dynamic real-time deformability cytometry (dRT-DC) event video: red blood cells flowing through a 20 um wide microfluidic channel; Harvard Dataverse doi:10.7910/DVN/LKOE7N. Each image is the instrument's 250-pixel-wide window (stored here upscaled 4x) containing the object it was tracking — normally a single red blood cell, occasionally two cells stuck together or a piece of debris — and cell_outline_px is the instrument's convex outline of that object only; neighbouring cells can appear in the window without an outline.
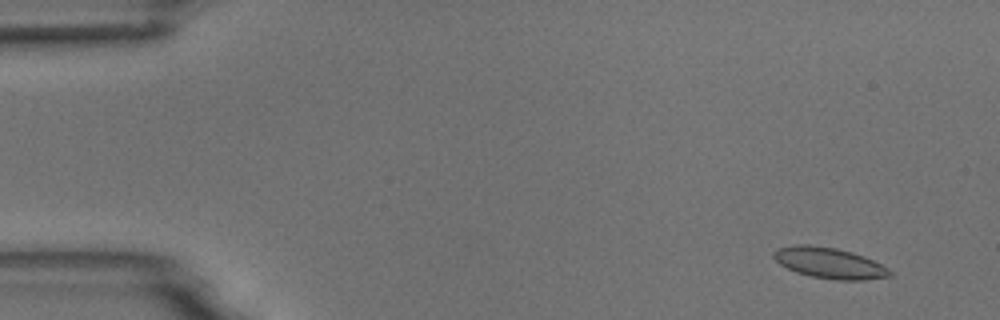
{"species": "common noctule bat (a hibernating species)", "species_latin": "Nyctalus noctula", "temperature_condition": "room temperature", "stored_images_in_passage": 36, "camera_frame_rate_fps": 3000, "um_per_image_px": 0.085, "animal": {"sex": "male", "body_mass_g": 18.8}, "frame": {"image": 1, "passage_image": 5, "time_ms": 1.333, "image_size_px": [1000, 320], "cell_outline_px": [[892, 276], [864, 280], [836, 280], [812, 276], [796, 272], [780, 264], [772, 256], [772, 252], [776, 248], [796, 244], [808, 244], [836, 248], [852, 252], [864, 256], [888, 268], [892, 272]], "centroid_in_image_um": [70.48, 22.34], "position_along_channel_um": 14.5, "area_um2": 20.92}}
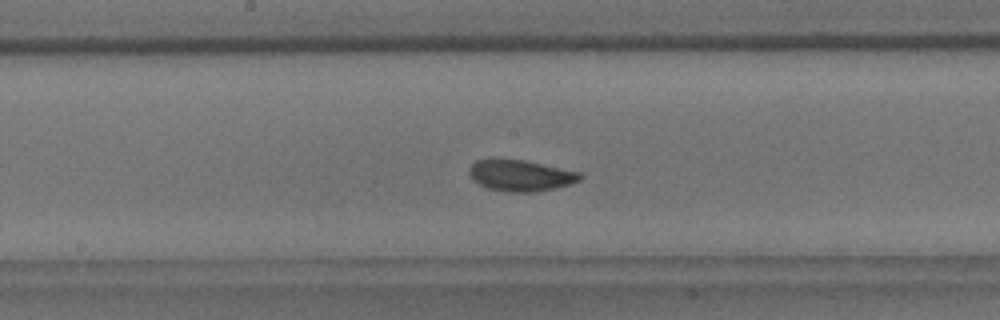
{"frame": {"image": 2, "passage_image": 30, "time_ms": 9.667, "image_size_px": [1000, 320], "cell_outline_px": [[584, 176], [580, 180], [556, 188], [532, 192], [508, 192], [488, 188], [472, 180], [468, 172], [468, 168], [476, 160], [488, 156], [524, 160], [580, 172]], "centroid_in_image_um": [44.18, 14.88], "position_along_channel_um": 204.0, "area_um2": 20.63}}
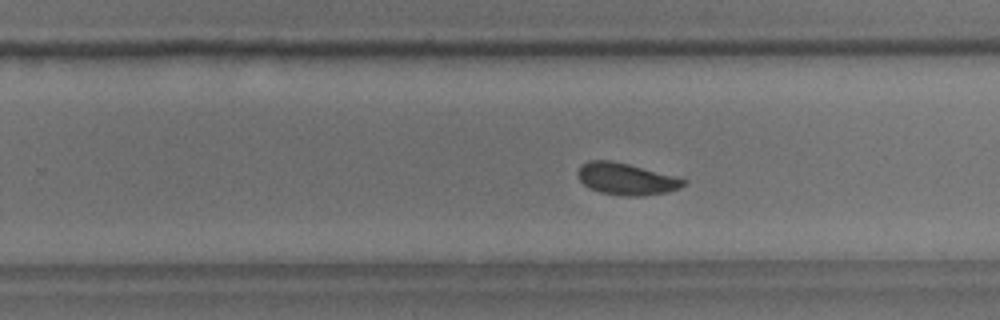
{"frame": {"image": 3, "passage_image": 36, "time_ms": 11.667, "image_size_px": [1000, 320], "cell_outline_px": [[688, 180], [680, 188], [668, 192], [644, 196], [624, 196], [600, 192], [588, 188], [580, 180], [576, 172], [580, 164], [588, 160], [612, 160], [628, 164]], "centroid_in_image_um": [53.18, 15.21], "position_along_channel_um": 276.6, "area_um2": 19.65}}